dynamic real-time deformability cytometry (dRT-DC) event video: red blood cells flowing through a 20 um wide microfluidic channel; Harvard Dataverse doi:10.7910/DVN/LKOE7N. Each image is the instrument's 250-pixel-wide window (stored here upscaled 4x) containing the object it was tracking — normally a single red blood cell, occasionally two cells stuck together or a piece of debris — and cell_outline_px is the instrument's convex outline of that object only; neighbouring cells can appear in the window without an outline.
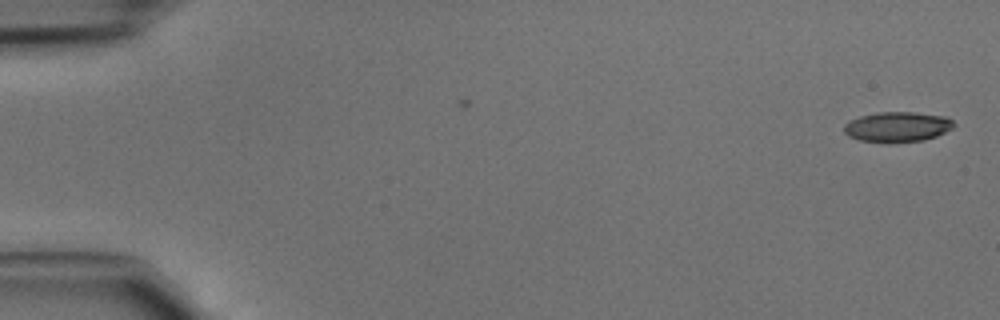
{"species": "common noctule bat (a hibernating species)", "species_latin": "Nyctalus noctula", "temperature_condition": "cold", "stored_images_in_passage": 4, "camera_frame_rate_fps": 3000, "um_per_image_px": 0.085, "animal": {"sex": "male", "body_mass_g": 15.6}, "frame": {"image": 1, "passage_image": 1, "time_ms": 0.0, "image_size_px": [1000, 320], "cell_outline_px": [[956, 124], [952, 128], [936, 136], [924, 140], [888, 144], [860, 140], [848, 136], [844, 132], [844, 124], [848, 120], [860, 116], [880, 112], [912, 112], [948, 116]], "centroid_in_image_um": [76.27, 10.79], "position_along_channel_um": 8.7, "area_um2": 19.65}}